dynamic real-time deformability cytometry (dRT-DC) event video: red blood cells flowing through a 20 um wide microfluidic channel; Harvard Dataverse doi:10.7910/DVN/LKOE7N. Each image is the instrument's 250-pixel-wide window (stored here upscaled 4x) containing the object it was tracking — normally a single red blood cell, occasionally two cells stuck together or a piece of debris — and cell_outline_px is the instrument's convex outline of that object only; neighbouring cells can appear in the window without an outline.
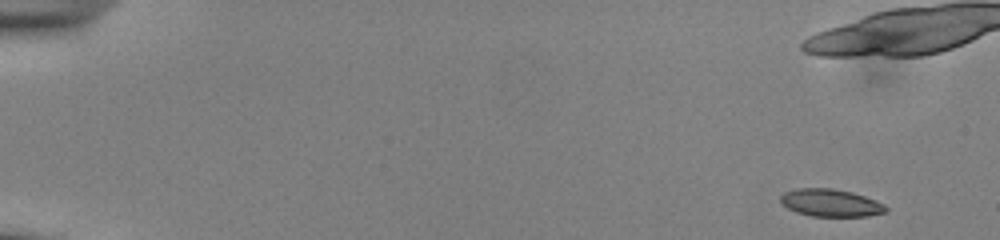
{"species": "common noctule bat (a hibernating species)", "species_latin": "Nyctalus noctula", "temperature_condition": "cold", "stored_images_in_passage": 52, "camera_frame_rate_fps": 3000, "um_per_image_px": 0.085, "animal": {"sex": "male", "body_mass_g": 13.0, "forearm_length_mm": 53.1}, "frame": {"image": 1, "passage_image": 1, "time_ms": 0.0, "image_size_px": [1000, 240], "cell_outline_px": [[888, 212], [868, 216], [812, 216], [796, 212], [780, 204], [780, 196], [784, 192], [796, 188], [832, 188], [852, 192], [864, 196], [884, 204], [888, 208]], "centroid_in_image_um": [70.59, 17.24], "position_along_channel_um": 14.4, "area_um2": 16.99}, "authors_computed_cell_mechanics": {"area_um2": 17.34, "velocity_mm_per_s": 3.8943, "shape_relaxation_time_tau1_ms": 5.2515, "shape_relaxation_time_tau2_ms": 3.4652, "deformation_change_tau1": 0.1442, "deformation_change_tau2": 0.0954}}